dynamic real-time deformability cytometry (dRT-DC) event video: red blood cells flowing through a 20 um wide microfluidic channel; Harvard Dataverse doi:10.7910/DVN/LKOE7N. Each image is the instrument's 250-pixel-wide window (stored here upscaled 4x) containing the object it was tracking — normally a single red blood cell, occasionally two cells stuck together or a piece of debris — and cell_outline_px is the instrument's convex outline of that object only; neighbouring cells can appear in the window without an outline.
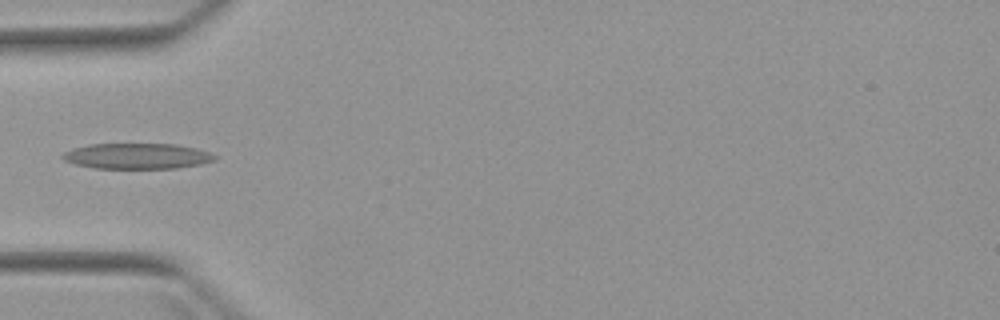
{"species": "Egyptian fruit bat (a non-hibernating species)", "species_latin": "Rousettus aegyptiacus", "temperature_condition": "warm", "stored_images_in_passage": 3, "camera_frame_rate_fps": 3000, "um_per_image_px": 0.085, "animal": {"sex": "female"}, "frame": {"image": 1, "passage_image": 2, "time_ms": 1.333, "image_size_px": [1000, 320], "cell_outline_px": [[216, 160], [200, 164], [176, 168], [96, 168], [76, 164], [64, 160], [60, 156], [64, 152], [72, 148], [88, 144], [176, 144], [196, 148], [208, 152], [216, 156]], "centroid_in_image_um": [11.64, 13.26], "position_along_channel_um": 73.4, "area_um2": 22.66}}
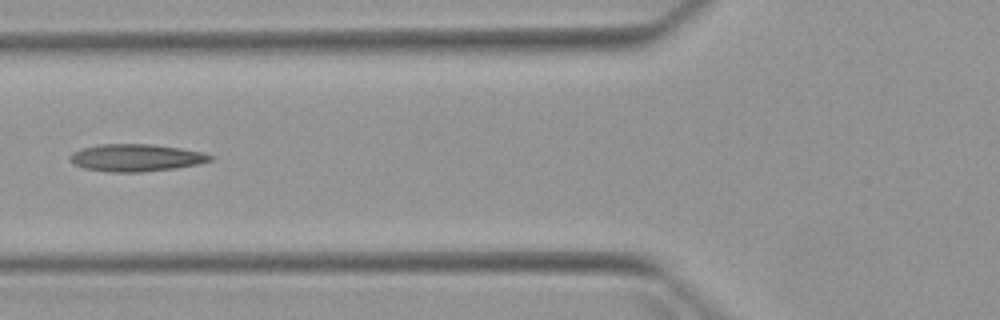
{"frame": {"image": 2, "passage_image": 3, "time_ms": 2.333, "image_size_px": [1000, 320], "cell_outline_px": [[212, 160], [196, 164], [176, 168], [140, 172], [108, 172], [84, 168], [68, 160], [68, 156], [72, 152], [80, 148], [100, 144], [152, 144], [180, 148], [204, 152], [212, 156]], "centroid_in_image_um": [11.52, 13.4], "position_along_channel_um": 114.3, "area_um2": 22.37}}